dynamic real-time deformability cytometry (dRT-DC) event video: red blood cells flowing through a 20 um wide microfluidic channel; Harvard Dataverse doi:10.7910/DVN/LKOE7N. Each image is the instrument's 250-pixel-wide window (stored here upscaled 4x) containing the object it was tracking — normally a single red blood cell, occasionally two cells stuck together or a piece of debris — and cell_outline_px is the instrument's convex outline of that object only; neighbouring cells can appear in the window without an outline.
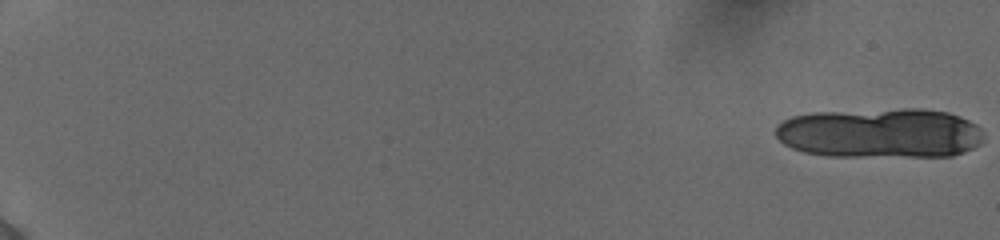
{"species": "human", "species_latin": "Homo sapiens", "temperature_condition": "cold", "stored_images_in_passage": 19, "camera_frame_rate_fps": 3000, "um_per_image_px": 0.085, "donor": {"sex": "female"}, "frame": {"image": 1, "passage_image": 1, "time_ms": 0.0, "image_size_px": [1000, 240], "cell_outline_px": [[984, 140], [980, 144], [964, 152], [952, 156], [828, 156], [804, 152], [792, 148], [784, 144], [776, 136], [776, 128], [784, 120], [792, 116], [812, 112], [904, 108], [924, 108], [948, 112], [960, 116], [976, 124], [984, 132]], "centroid_in_image_um": [74.85, 11.3], "position_along_channel_um": 10.1, "area_um2": 61.15}}